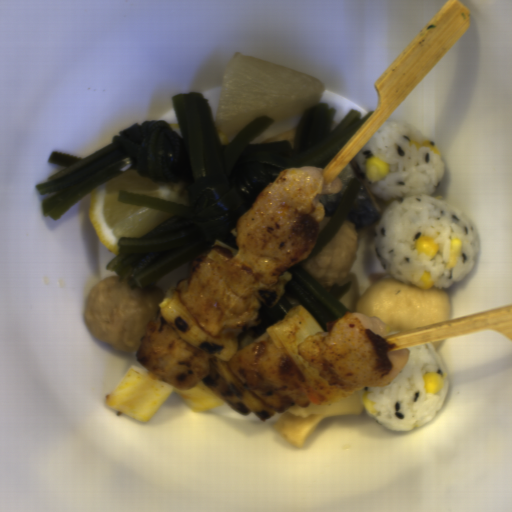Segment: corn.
Listing matches in <instances>:
<instances>
[{"label": "corn", "instance_id": "obj_3", "mask_svg": "<svg viewBox=\"0 0 512 512\" xmlns=\"http://www.w3.org/2000/svg\"><path fill=\"white\" fill-rule=\"evenodd\" d=\"M448 374L443 373L441 376L438 372H426L421 375L423 380V389L426 394L438 393L444 387V380Z\"/></svg>", "mask_w": 512, "mask_h": 512}, {"label": "corn", "instance_id": "obj_8", "mask_svg": "<svg viewBox=\"0 0 512 512\" xmlns=\"http://www.w3.org/2000/svg\"><path fill=\"white\" fill-rule=\"evenodd\" d=\"M434 198H435V199H439V200H440V199H442V198H443V195H438V196H435Z\"/></svg>", "mask_w": 512, "mask_h": 512}, {"label": "corn", "instance_id": "obj_4", "mask_svg": "<svg viewBox=\"0 0 512 512\" xmlns=\"http://www.w3.org/2000/svg\"><path fill=\"white\" fill-rule=\"evenodd\" d=\"M448 239H450V251H448L447 258L449 259L448 262H441L444 264V268L449 270L450 268H455L457 263V259L461 258L462 262H465L464 255L462 253L463 244L462 241L458 238L453 239L452 236H448Z\"/></svg>", "mask_w": 512, "mask_h": 512}, {"label": "corn", "instance_id": "obj_5", "mask_svg": "<svg viewBox=\"0 0 512 512\" xmlns=\"http://www.w3.org/2000/svg\"><path fill=\"white\" fill-rule=\"evenodd\" d=\"M415 287L424 290H430L436 284V279H431V272L423 271L421 278L418 280L407 279Z\"/></svg>", "mask_w": 512, "mask_h": 512}, {"label": "corn", "instance_id": "obj_7", "mask_svg": "<svg viewBox=\"0 0 512 512\" xmlns=\"http://www.w3.org/2000/svg\"><path fill=\"white\" fill-rule=\"evenodd\" d=\"M407 142L409 143V145H408V146H409V148H411V147H412V145H415L416 150L418 151V150H420V149H421V147H426V148H429L430 152H432V151H433V153H434V154L439 155V156L441 157V152H440V150L438 149V147H437L434 143H432L431 141H429V140L422 141V142H423V144H419L418 142H415V141H409V140H407Z\"/></svg>", "mask_w": 512, "mask_h": 512}, {"label": "corn", "instance_id": "obj_2", "mask_svg": "<svg viewBox=\"0 0 512 512\" xmlns=\"http://www.w3.org/2000/svg\"><path fill=\"white\" fill-rule=\"evenodd\" d=\"M390 173V165L377 157L372 155L368 157L364 162V174L366 181L370 184H374Z\"/></svg>", "mask_w": 512, "mask_h": 512}, {"label": "corn", "instance_id": "obj_1", "mask_svg": "<svg viewBox=\"0 0 512 512\" xmlns=\"http://www.w3.org/2000/svg\"><path fill=\"white\" fill-rule=\"evenodd\" d=\"M441 235V232L436 231L434 236H429L427 233H422L420 236L412 237L413 249H416V253L419 256L421 253L427 256L428 261H432L440 251V244L435 239Z\"/></svg>", "mask_w": 512, "mask_h": 512}, {"label": "corn", "instance_id": "obj_6", "mask_svg": "<svg viewBox=\"0 0 512 512\" xmlns=\"http://www.w3.org/2000/svg\"><path fill=\"white\" fill-rule=\"evenodd\" d=\"M373 393H374L373 391L364 390L361 395V402H362V405L365 407L366 411H368V413L379 415V413L381 411H378L376 408H374V405H377V402H372L371 400H369L367 398L368 395H371Z\"/></svg>", "mask_w": 512, "mask_h": 512}]
</instances>
